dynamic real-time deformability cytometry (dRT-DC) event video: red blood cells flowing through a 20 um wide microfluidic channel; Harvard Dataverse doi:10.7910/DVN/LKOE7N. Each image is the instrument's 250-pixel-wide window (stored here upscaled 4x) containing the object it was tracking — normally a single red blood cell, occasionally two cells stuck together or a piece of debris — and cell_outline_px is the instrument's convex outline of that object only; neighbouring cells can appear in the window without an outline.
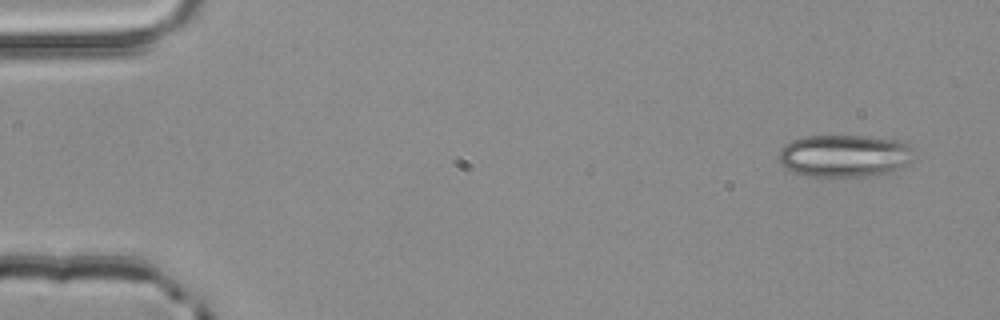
{"species": "common noctule bat (a hibernating species)", "species_latin": "Nyctalus noctula", "temperature_condition": "room temperature", "stored_images_in_passage": 3, "camera_frame_rate_fps": 3000, "um_per_image_px": 0.085, "animal": {"sex": "male", "body_mass_g": 20.4}, "frame": {"image": 1, "passage_image": 1, "time_ms": 0.0, "image_size_px": [1000, 320], "cell_outline_px": [[908, 148], [904, 164], [896, 168], [876, 176], [808, 176], [792, 172], [780, 160], [780, 148], [784, 144], [792, 140], [808, 136], [864, 136], [900, 140], [908, 144]], "centroid_in_image_um": [71.67, 13.23], "position_along_channel_um": 13.3, "area_um2": 32.43}}